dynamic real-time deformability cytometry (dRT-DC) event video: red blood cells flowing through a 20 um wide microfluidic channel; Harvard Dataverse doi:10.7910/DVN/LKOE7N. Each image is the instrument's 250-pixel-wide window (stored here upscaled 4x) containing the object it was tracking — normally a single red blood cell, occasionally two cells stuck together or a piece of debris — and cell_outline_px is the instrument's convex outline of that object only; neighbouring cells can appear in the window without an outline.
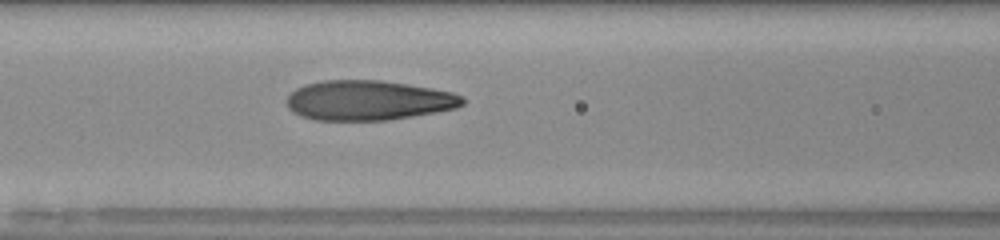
{"species": "human", "species_latin": "Homo sapiens", "temperature_condition": "room temperature", "stored_images_in_passage": 34, "camera_frame_rate_fps": 3000, "um_per_image_px": 0.085, "donor": {"sex": "male"}, "frame": {"image": 1, "passage_image": 12, "time_ms": 3.667, "image_size_px": [1000, 240], "cell_outline_px": [[464, 104], [456, 108], [436, 112], [388, 120], [316, 120], [300, 116], [292, 112], [288, 108], [288, 96], [296, 88], [304, 84], [324, 80], [380, 80], [408, 84], [432, 88], [452, 92], [464, 96]], "centroid_in_image_um": [31.31, 8.53], "position_along_channel_um": 135.3, "area_um2": 40.92}}
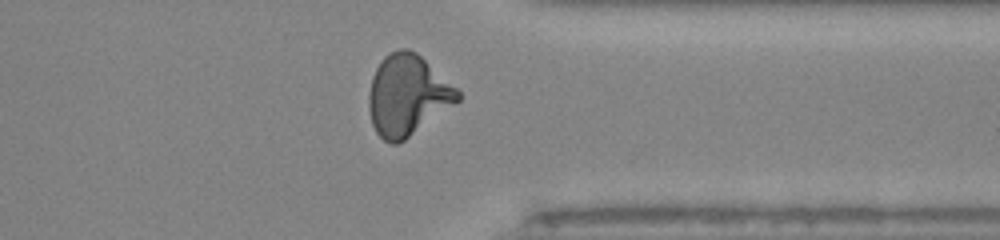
{"frame": {"image": 2, "passage_image": 30, "time_ms": 9.667, "image_size_px": [1000, 240], "cell_outline_px": [[460, 100], [404, 140], [396, 144], [392, 144], [384, 140], [376, 132], [372, 124], [368, 108], [368, 96], [372, 76], [380, 60], [388, 52], [396, 48], [408, 48], [416, 52], [456, 88], [460, 92]], "centroid_in_image_um": [34.59, 8.08], "position_along_channel_um": 376.8, "area_um2": 41.62}}